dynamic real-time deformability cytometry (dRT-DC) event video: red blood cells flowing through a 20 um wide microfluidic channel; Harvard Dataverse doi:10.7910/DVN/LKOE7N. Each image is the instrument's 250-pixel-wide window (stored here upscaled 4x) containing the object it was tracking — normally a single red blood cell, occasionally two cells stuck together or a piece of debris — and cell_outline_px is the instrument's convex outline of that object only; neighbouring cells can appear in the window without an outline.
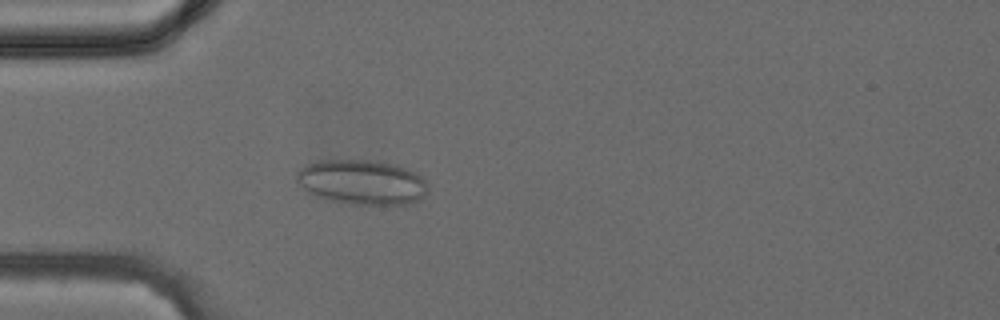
{"species": "common noctule bat (a hibernating species)", "species_latin": "Nyctalus noctula", "temperature_condition": "cold", "stored_images_in_passage": 38, "camera_frame_rate_fps": 3000, "um_per_image_px": 0.085, "animal": {"sex": "female", "body_mass_g": 24.6, "forearm_length_mm": 56.2}, "frame": {"image": 1, "passage_image": 11, "time_ms": 3.333, "image_size_px": [1000, 320], "cell_outline_px": [[428, 184], [424, 196], [408, 204], [352, 204], [332, 200], [308, 192], [296, 180], [296, 172], [300, 168], [308, 164], [320, 160], [368, 160], [396, 164], [416, 172]], "centroid_in_image_um": [30.77, 15.47], "position_along_channel_um": 54.2, "area_um2": 33.93}}
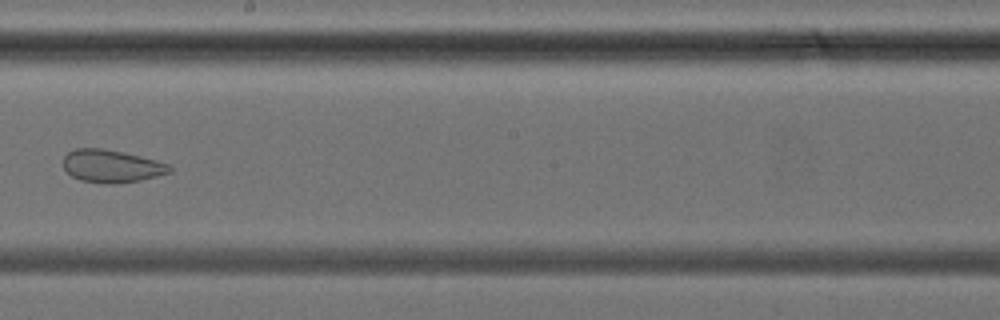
{"frame": {"image": 2, "passage_image": 22, "time_ms": 7.0, "image_size_px": [1000, 320], "cell_outline_px": [[172, 172], [140, 180], [108, 184], [80, 180], [72, 176], [64, 168], [64, 156], [68, 152], [76, 148], [100, 148], [140, 156], [156, 160], [168, 164], [172, 168]], "centroid_in_image_um": [9.47, 14.12], "position_along_channel_um": 238.7, "area_um2": 20.0}}
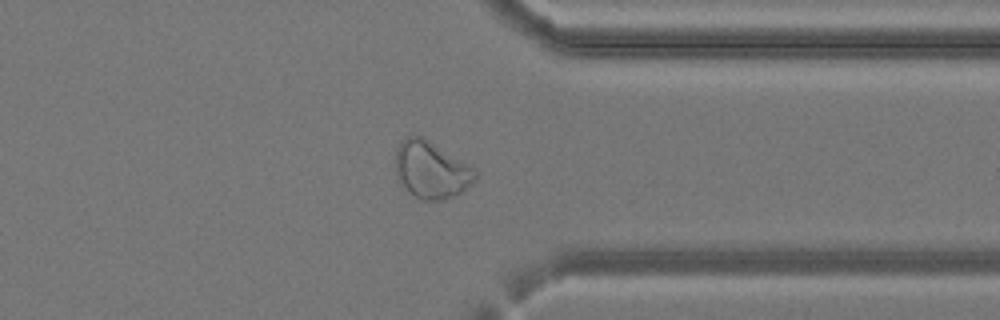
{"frame": {"image": 3, "passage_image": 30, "time_ms": 9.667, "image_size_px": [1000, 320], "cell_outline_px": [[476, 180], [460, 192], [452, 196], [440, 200], [424, 200], [408, 192], [400, 184], [396, 172], [396, 148], [408, 136], [424, 136], [472, 164], [476, 172]], "centroid_in_image_um": [36.68, 14.41], "position_along_channel_um": 374.7, "area_um2": 26.76}}